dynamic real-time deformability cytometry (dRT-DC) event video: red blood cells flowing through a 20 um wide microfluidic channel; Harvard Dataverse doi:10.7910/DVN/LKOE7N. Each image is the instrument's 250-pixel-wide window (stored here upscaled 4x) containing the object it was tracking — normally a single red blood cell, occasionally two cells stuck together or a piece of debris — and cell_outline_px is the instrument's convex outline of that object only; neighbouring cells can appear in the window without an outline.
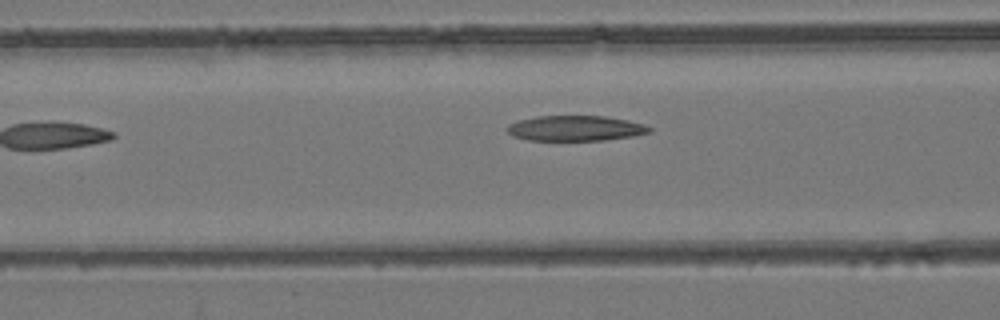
{"species": "common noctule bat (a hibernating species)", "species_latin": "Nyctalus noctula", "temperature_condition": "room temperature", "stored_images_in_passage": 7, "camera_frame_rate_fps": 3000, "um_per_image_px": 0.085, "animal": {"sex": "female", "body_mass_g": 24.6, "forearm_length_mm": 56.2}, "frame": {"image": 1, "passage_image": 6, "time_ms": 5.667, "image_size_px": [1000, 320], "cell_outline_px": [[652, 132], [632, 136], [604, 140], [528, 140], [512, 136], [504, 128], [508, 124], [520, 120], [536, 116], [604, 116], [628, 120], [644, 124], [652, 128]], "centroid_in_image_um": [48.9, 10.9], "position_along_channel_um": 117.7, "area_um2": 21.04}}